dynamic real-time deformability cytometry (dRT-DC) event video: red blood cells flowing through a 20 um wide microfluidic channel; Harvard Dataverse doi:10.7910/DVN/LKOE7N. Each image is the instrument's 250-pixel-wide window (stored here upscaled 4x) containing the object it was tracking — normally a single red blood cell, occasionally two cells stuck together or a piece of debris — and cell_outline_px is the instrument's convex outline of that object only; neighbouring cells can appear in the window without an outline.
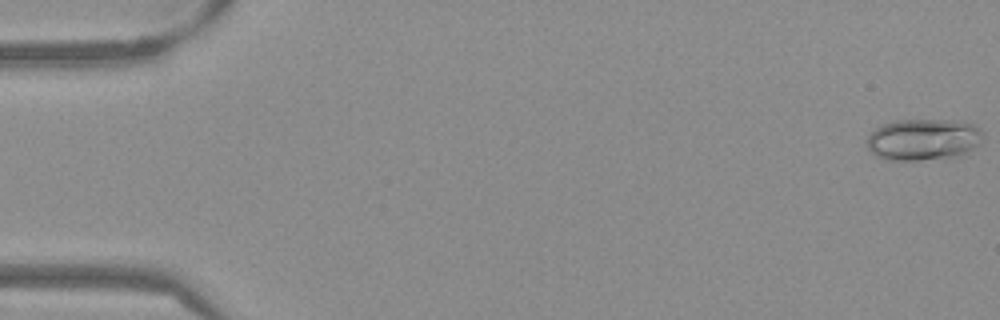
{"species": "Egyptian fruit bat (a non-hibernating species)", "species_latin": "Rousettus aegyptiacus", "temperature_condition": "warm", "stored_images_in_passage": 53, "camera_frame_rate_fps": 3000, "um_per_image_px": 0.085, "frame": {"image": 1, "passage_image": 1, "time_ms": 0.0, "image_size_px": [1000, 320], "cell_outline_px": [[984, 136], [980, 144], [968, 156], [920, 160], [884, 160], [876, 156], [868, 148], [868, 136], [880, 124], [896, 120], [948, 120], [972, 124], [980, 128], [984, 132]], "centroid_in_image_um": [78.55, 11.88], "position_along_channel_um": 6.4, "area_um2": 28.73}}
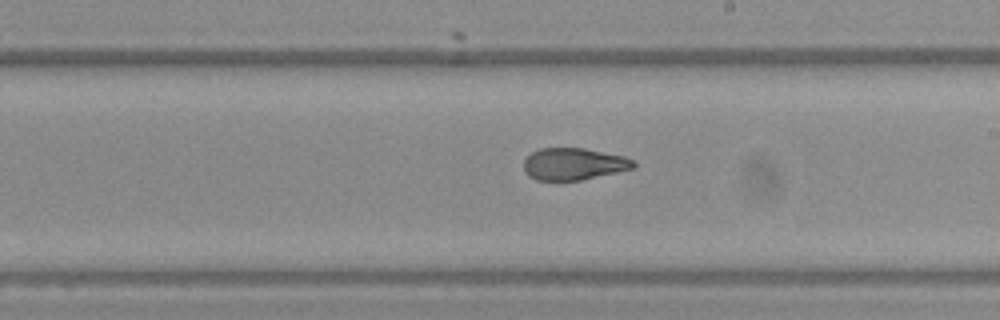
{"frame": {"image": 2, "passage_image": 31, "time_ms": 10.0, "image_size_px": [1000, 320], "cell_outline_px": [[636, 168], [580, 180], [536, 180], [528, 176], [524, 172], [524, 160], [532, 152], [540, 148], [584, 148], [624, 156], [636, 160]], "centroid_in_image_um": [48.78, 13.94], "position_along_channel_um": 240.2, "area_um2": 20.58}}
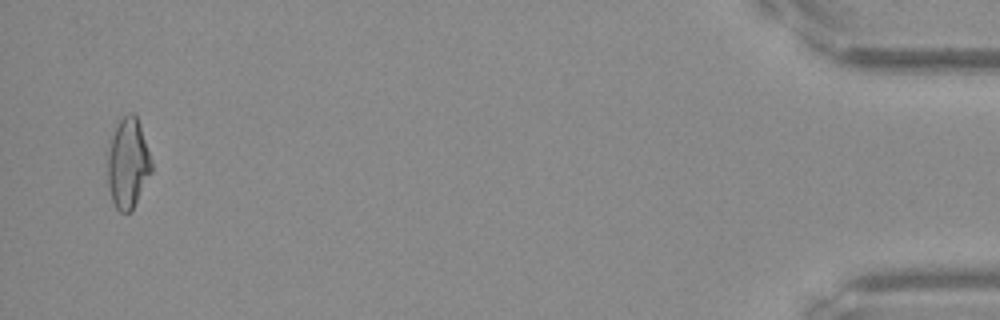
{"frame": {"image": 3, "passage_image": 52, "time_ms": 17.0, "image_size_px": [1000, 320], "cell_outline_px": [[152, 172], [132, 212], [120, 212], [116, 208], [112, 200], [108, 188], [104, 152], [120, 120], [128, 112], [132, 112], [136, 116], [140, 124], [152, 160]], "centroid_in_image_um": [10.84, 13.9], "position_along_channel_um": 424.4, "area_um2": 23.87}, "authors_computed_cell_mechanics": {"area_um2": 21.9062, "velocity_mm_per_s": 3.8477, "shape_relaxation_time_tau1_ms": 9.7657, "shape_relaxation_time_tau2_ms": 1.4565, "deformation_change_tau1": 0.268, "deformation_change_tau2": 0.0735}}